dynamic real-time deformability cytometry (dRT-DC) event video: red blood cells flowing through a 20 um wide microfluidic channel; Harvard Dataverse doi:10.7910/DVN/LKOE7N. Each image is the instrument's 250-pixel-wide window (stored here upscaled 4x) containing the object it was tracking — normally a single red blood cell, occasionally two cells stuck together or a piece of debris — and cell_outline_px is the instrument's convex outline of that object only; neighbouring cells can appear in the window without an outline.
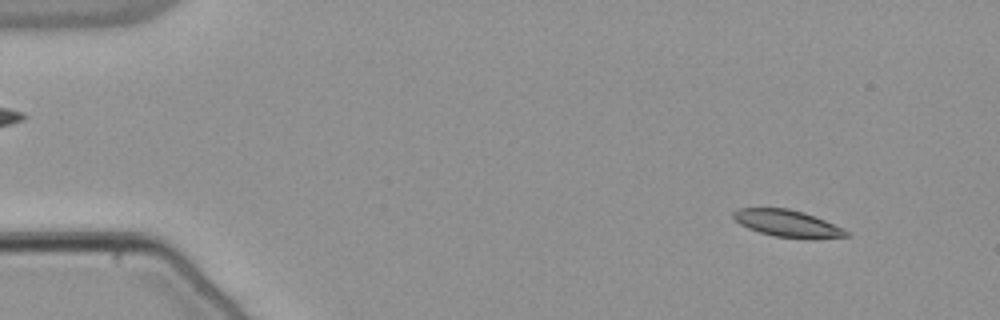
{"species": "common noctule bat (a hibernating species)", "species_latin": "Nyctalus noctula", "temperature_condition": "warm", "stored_images_in_passage": 27, "camera_frame_rate_fps": 3000, "um_per_image_px": 0.085, "animal": {"sex": "male", "body_mass_g": 21.5, "forearm_length_mm": 52.0}, "frame": {"image": 1, "passage_image": 3, "time_ms": 0.667, "image_size_px": [1000, 320], "cell_outline_px": [[852, 236], [812, 240], [772, 236], [748, 228], [740, 224], [732, 216], [732, 212], [740, 208], [788, 208], [804, 212], [844, 228]], "centroid_in_image_um": [66.98, 19.02], "position_along_channel_um": 18.0, "area_um2": 18.03}}
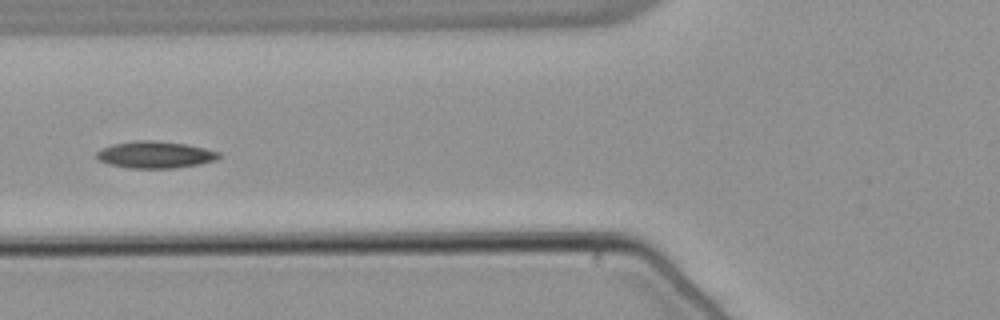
{"frame": {"image": 2, "passage_image": 19, "time_ms": 6.0, "image_size_px": [1000, 320], "cell_outline_px": [[220, 156], [216, 160], [200, 164], [176, 168], [128, 168], [108, 164], [100, 160], [96, 156], [96, 152], [100, 148], [112, 144], [136, 140], [152, 140], [184, 144], [204, 148], [220, 152]], "centroid_in_image_um": [13.16, 13.15], "position_along_channel_um": 112.6, "area_um2": 19.19}}
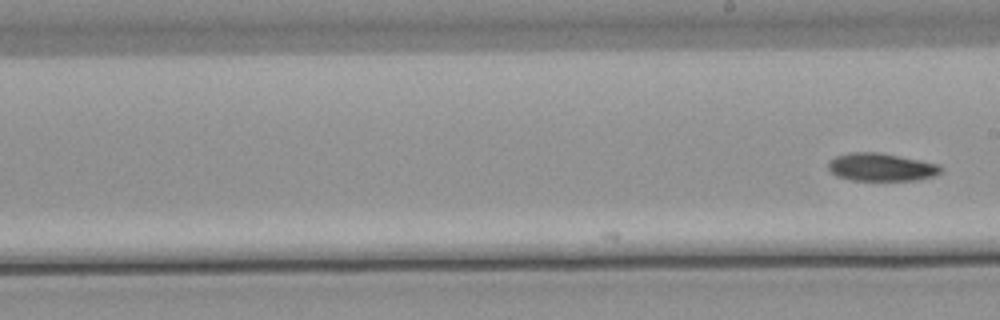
{"frame": {"image": 3, "passage_image": 27, "time_ms": 8.667, "image_size_px": [1000, 320], "cell_outline_px": [[944, 168], [940, 172], [932, 176], [916, 180], [852, 180], [836, 176], [828, 168], [828, 164], [836, 156], [852, 152], [880, 152], [940, 164]], "centroid_in_image_um": [74.92, 14.2], "position_along_channel_um": 214.1, "area_um2": 18.21}}